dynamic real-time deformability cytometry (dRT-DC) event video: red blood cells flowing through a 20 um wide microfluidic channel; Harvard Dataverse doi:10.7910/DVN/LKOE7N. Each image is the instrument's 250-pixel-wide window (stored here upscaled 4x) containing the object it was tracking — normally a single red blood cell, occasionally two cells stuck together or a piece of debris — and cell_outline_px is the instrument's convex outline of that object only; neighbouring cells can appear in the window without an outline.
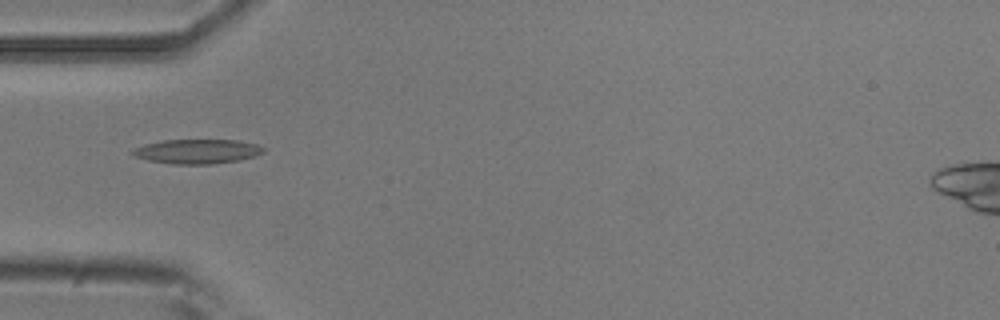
{"species": "common noctule bat (a hibernating species)", "species_latin": "Nyctalus noctula", "temperature_condition": "room temperature", "stored_images_in_passage": 37, "camera_frame_rate_fps": 3000, "um_per_image_px": 0.085, "animal": {"sex": "male", "body_mass_g": 20.5, "forearm_length_mm": 52.5}, "frame": {"image": 1, "passage_image": 2, "time_ms": 0.333, "image_size_px": [1000, 320], "cell_outline_px": [[268, 148], [264, 152], [256, 156], [236, 160], [212, 164], [172, 164], [148, 160], [136, 156], [128, 152], [144, 144], [164, 140], [236, 140], [256, 144]], "centroid_in_image_um": [16.78, 12.87], "position_along_channel_um": 68.2, "area_um2": 18.61}}
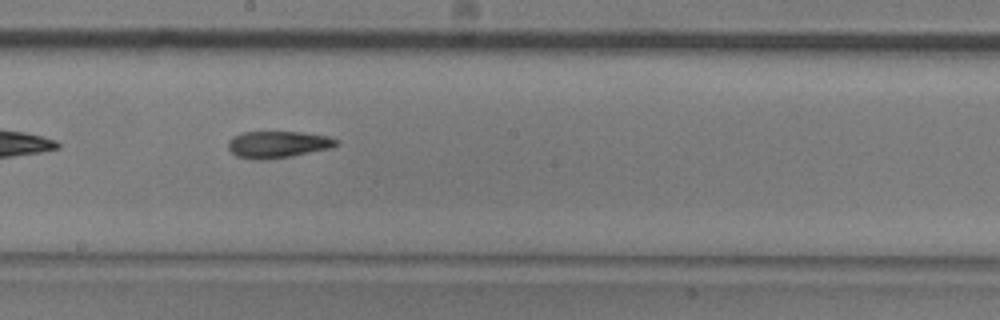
{"frame": {"image": 2, "passage_image": 14, "time_ms": 4.333, "image_size_px": [1000, 320], "cell_outline_px": [[340, 144], [332, 148], [292, 156], [268, 160], [252, 160], [236, 156], [228, 148], [228, 140], [232, 136], [240, 132], [300, 132], [328, 136], [340, 140]], "centroid_in_image_um": [23.62, 12.28], "position_along_channel_um": 224.6, "area_um2": 17.28}}
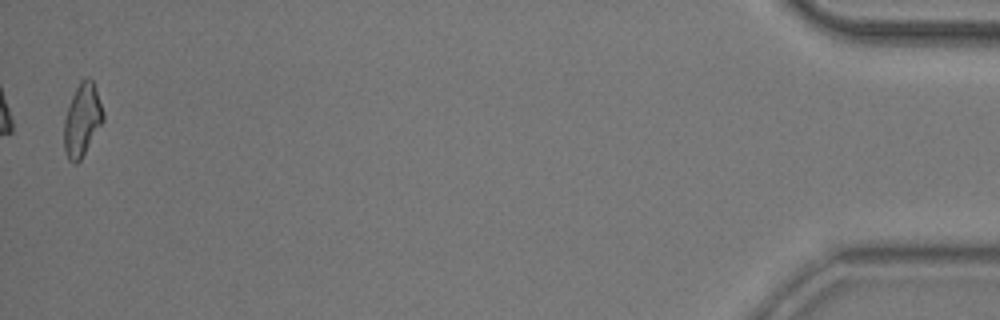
{"frame": {"image": 3, "passage_image": 37, "time_ms": 12.0, "image_size_px": [1000, 320], "cell_outline_px": [[104, 120], [80, 160], [76, 164], [72, 164], [68, 160], [64, 148], [64, 120], [72, 96], [80, 80], [84, 76], [88, 76], [92, 80], [104, 112]], "centroid_in_image_um": [6.98, 10.19], "position_along_channel_um": 428.2, "area_um2": 16.47}, "authors_computed_cell_mechanics": {"area_um2": 17.051, "velocity_mm_per_s": 3.8818, "shape_relaxation_time_tau1_ms": 6.8696, "shape_relaxation_time_tau2_ms": 5.7826, "deformation_change_tau1": 0.169, "deformation_change_tau2": 0.1537}}